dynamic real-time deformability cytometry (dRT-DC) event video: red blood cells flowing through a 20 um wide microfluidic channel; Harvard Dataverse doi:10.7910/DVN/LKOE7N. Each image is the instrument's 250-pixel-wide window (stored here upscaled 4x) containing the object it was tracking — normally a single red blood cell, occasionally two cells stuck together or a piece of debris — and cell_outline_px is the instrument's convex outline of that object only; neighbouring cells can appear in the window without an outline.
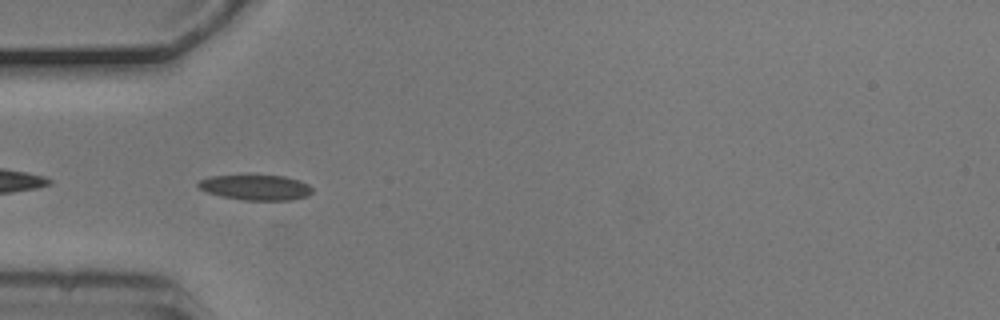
{"species": "common noctule bat (a hibernating species)", "species_latin": "Nyctalus noctula", "temperature_condition": "cold", "stored_images_in_passage": 6, "camera_frame_rate_fps": 3000, "um_per_image_px": 0.085, "animal": {"sex": "male", "body_mass_g": 20.5, "forearm_length_mm": 52.5}, "frame": {"image": 1, "passage_image": 5, "time_ms": 1.333, "image_size_px": [1000, 320], "cell_outline_px": [[312, 192], [308, 196], [288, 200], [244, 200], [224, 196], [208, 192], [200, 188], [196, 184], [200, 180], [208, 176], [284, 176], [300, 180], [308, 184], [312, 188]], "centroid_in_image_um": [21.77, 15.93], "position_along_channel_um": 63.2, "area_um2": 16.53}}